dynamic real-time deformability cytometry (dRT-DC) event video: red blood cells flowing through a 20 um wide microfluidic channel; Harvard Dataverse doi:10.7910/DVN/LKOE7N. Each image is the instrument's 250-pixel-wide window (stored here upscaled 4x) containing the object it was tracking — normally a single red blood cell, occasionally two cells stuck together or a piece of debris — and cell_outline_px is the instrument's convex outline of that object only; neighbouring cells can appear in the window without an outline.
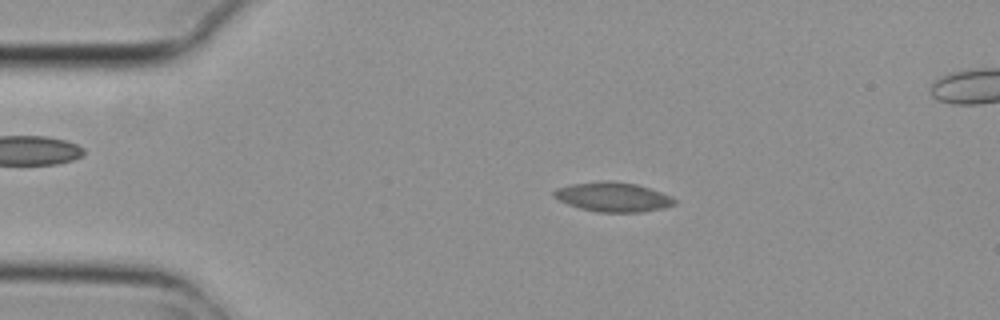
{"species": "common noctule bat (a hibernating species)", "species_latin": "Nyctalus noctula", "temperature_condition": "cold", "stored_images_in_passage": 7, "camera_frame_rate_fps": 3000, "um_per_image_px": 0.085, "animal": {"sex": "female", "body_mass_g": 29.2, "forearm_length_mm": 56.3}, "frame": {"image": 1, "passage_image": 2, "time_ms": 0.333, "image_size_px": [1000, 320], "cell_outline_px": [[676, 204], [664, 208], [640, 212], [596, 212], [580, 208], [568, 204], [552, 196], [552, 192], [556, 188], [572, 184], [608, 180], [612, 180], [636, 184], [672, 196], [676, 200]], "centroid_in_image_um": [52.1, 16.74], "position_along_channel_um": 32.9, "area_um2": 20.69}}
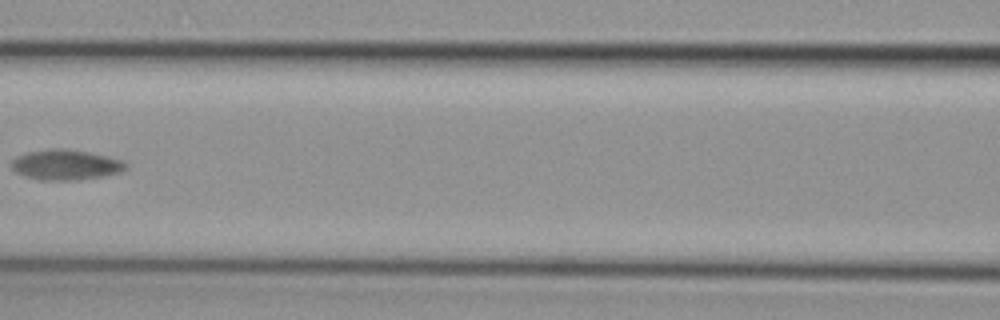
{"frame": {"image": 2, "passage_image": 6, "time_ms": 1.667, "image_size_px": [1000, 320], "cell_outline_px": [[128, 168], [120, 172], [104, 176], [72, 180], [40, 180], [24, 176], [16, 172], [12, 168], [12, 160], [28, 152], [56, 148], [64, 148], [88, 152], [108, 156], [120, 160], [128, 164]], "centroid_in_image_um": [5.61, 14.01], "position_along_channel_um": 161.0, "area_um2": 20.0}}
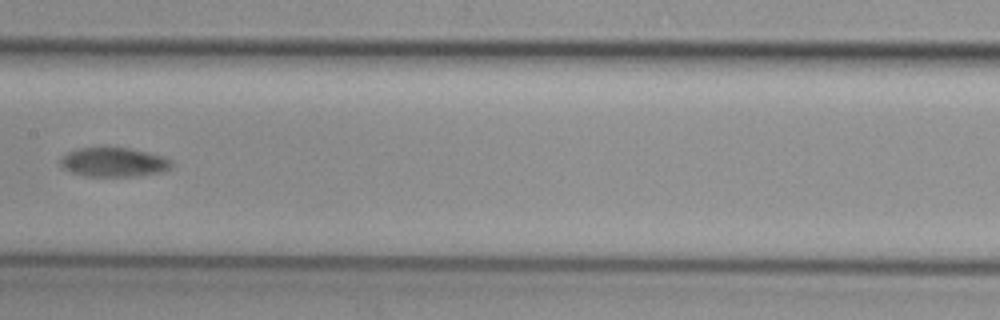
{"frame": {"image": 3, "passage_image": 7, "time_ms": 2.0, "image_size_px": [1000, 320], "cell_outline_px": [[172, 164], [164, 172], [132, 176], [84, 176], [60, 168], [60, 160], [68, 152], [80, 148], [128, 148], [160, 156], [172, 160]], "centroid_in_image_um": [9.63, 13.8], "position_along_channel_um": 197.8, "area_um2": 18.61}}